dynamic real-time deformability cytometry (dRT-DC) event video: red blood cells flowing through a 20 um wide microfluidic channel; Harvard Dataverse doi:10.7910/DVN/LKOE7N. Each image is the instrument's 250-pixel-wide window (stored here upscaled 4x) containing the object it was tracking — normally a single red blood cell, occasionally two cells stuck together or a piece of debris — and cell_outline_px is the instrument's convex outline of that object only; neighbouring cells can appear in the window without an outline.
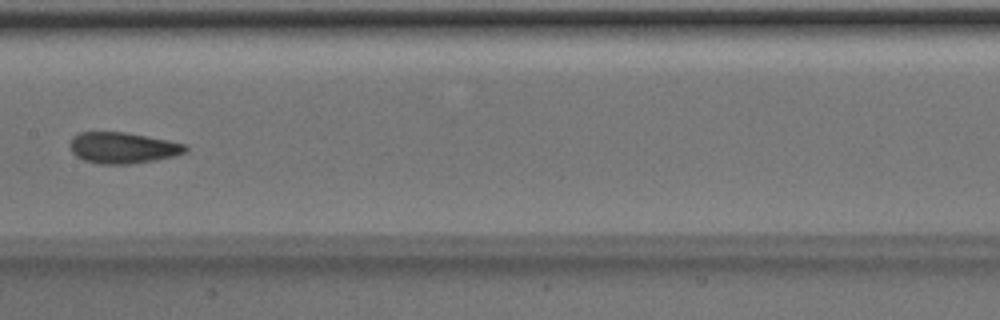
{"species": "Egyptian fruit bat (a non-hibernating species)", "species_latin": "Rousettus aegyptiacus", "temperature_condition": "room temperature", "stored_images_in_passage": 6, "camera_frame_rate_fps": 3000, "um_per_image_px": 0.085, "animal": {"sex": "male"}, "frame": {"image": 1, "passage_image": 6, "time_ms": 1.667, "image_size_px": [1000, 320], "cell_outline_px": [[188, 148], [184, 152], [176, 156], [156, 160], [132, 164], [96, 164], [84, 160], [76, 156], [72, 152], [68, 144], [72, 136], [80, 132], [124, 132], [168, 140], [188, 144]], "centroid_in_image_um": [10.42, 12.57], "position_along_channel_um": 197.0, "area_um2": 21.21}}